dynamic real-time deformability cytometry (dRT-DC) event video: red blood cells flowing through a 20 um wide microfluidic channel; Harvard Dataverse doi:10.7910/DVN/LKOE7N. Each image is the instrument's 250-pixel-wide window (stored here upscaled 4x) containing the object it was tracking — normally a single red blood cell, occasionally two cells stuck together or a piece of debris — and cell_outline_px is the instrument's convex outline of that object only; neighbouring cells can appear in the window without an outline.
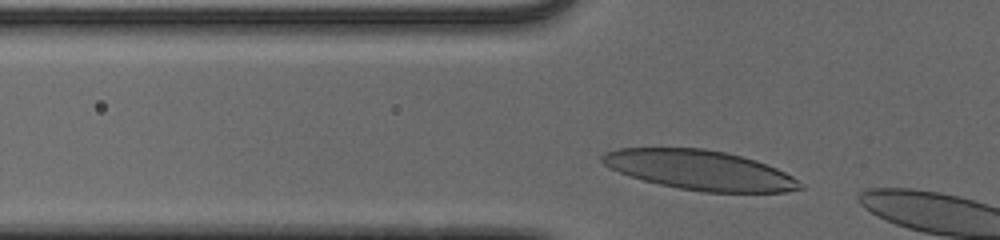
{"species": "human", "species_latin": "Homo sapiens", "temperature_condition": "cold", "stored_images_in_passage": 4, "camera_frame_rate_fps": 3000, "um_per_image_px": 0.085, "donor": {"sex": "male"}, "frame": {"image": 1, "passage_image": 2, "time_ms": 0.333, "image_size_px": [1000, 240], "cell_outline_px": [[804, 188], [784, 192], [704, 192], [680, 188], [660, 184], [628, 176], [604, 164], [600, 160], [600, 156], [604, 152], [620, 148], [704, 148], [724, 152], [756, 160], [776, 168], [792, 176], [804, 184]], "centroid_in_image_um": [59.49, 14.45], "position_along_channel_um": 66.3, "area_um2": 45.49}}